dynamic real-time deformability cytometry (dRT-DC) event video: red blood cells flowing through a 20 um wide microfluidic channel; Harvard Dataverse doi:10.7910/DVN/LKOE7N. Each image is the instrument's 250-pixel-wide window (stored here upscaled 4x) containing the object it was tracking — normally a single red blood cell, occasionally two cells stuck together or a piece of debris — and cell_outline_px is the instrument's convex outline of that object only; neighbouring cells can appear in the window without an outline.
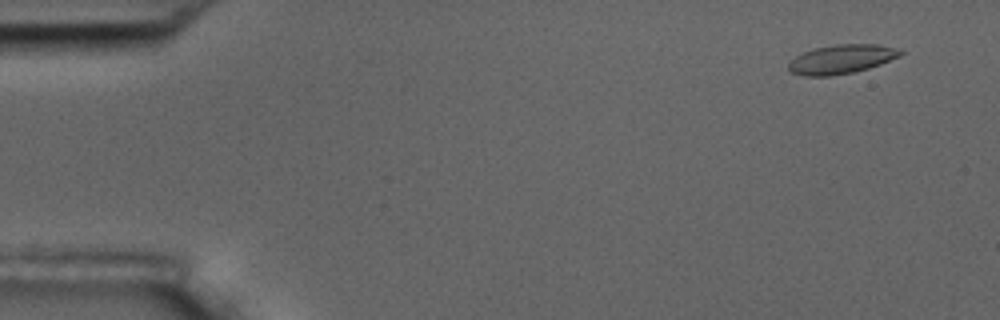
{"species": "common noctule bat (a hibernating species)", "species_latin": "Nyctalus noctula", "temperature_condition": "room temperature", "stored_images_in_passage": 4, "camera_frame_rate_fps": 3000, "um_per_image_px": 0.085, "animal": {"sex": "male", "body_mass_g": 17.5, "forearm_length_mm": 52.3}, "frame": {"image": 1, "passage_image": 1, "time_ms": 0.0, "image_size_px": [1000, 320], "cell_outline_px": [[904, 52], [900, 56], [880, 64], [868, 68], [852, 72], [828, 76], [804, 76], [792, 72], [788, 68], [788, 64], [796, 56], [812, 48], [836, 44], [876, 44], [892, 48]], "centroid_in_image_um": [71.49, 5.03], "position_along_channel_um": 13.5, "area_um2": 18.67}}
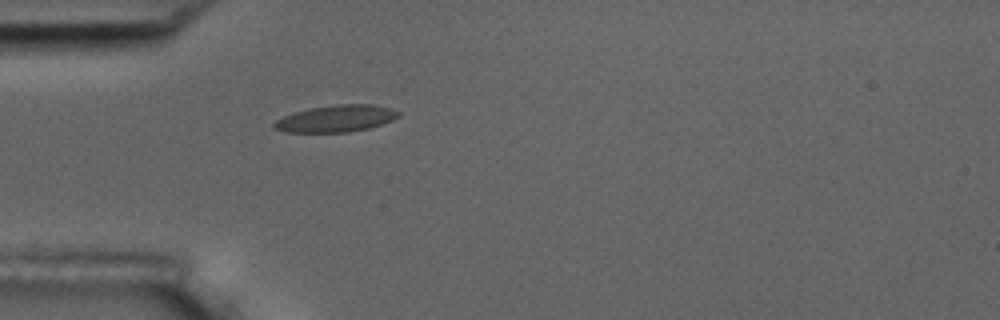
{"frame": {"image": 2, "passage_image": 4, "time_ms": 4.333, "image_size_px": [1000, 320], "cell_outline_px": [[400, 116], [392, 120], [368, 128], [348, 132], [288, 132], [272, 128], [272, 124], [276, 120], [284, 116], [308, 108], [336, 104], [372, 104], [388, 108], [400, 112]], "centroid_in_image_um": [28.54, 10.07], "position_along_channel_um": 56.5, "area_um2": 19.31}}